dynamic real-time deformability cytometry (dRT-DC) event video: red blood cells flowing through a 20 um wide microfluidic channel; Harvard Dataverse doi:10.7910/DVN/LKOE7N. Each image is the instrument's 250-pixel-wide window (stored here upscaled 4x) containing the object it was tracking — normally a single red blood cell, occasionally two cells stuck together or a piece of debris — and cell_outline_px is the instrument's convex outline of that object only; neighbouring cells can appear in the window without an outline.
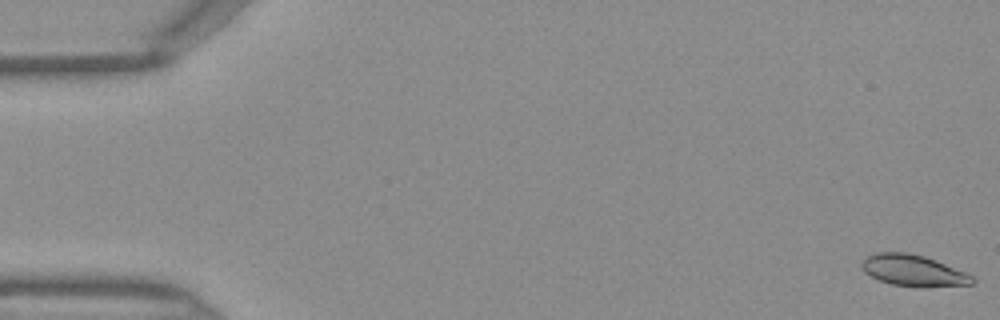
{"species": "Egyptian fruit bat (a non-hibernating species)", "species_latin": "Rousettus aegyptiacus", "temperature_condition": "warm", "stored_images_in_passage": 47, "camera_frame_rate_fps": 3000, "um_per_image_px": 0.085, "frame": {"image": 1, "passage_image": 1, "time_ms": 0.0, "image_size_px": [1000, 320], "cell_outline_px": [[976, 280], [972, 284], [892, 284], [880, 280], [864, 272], [860, 268], [860, 264], [868, 256], [876, 252], [908, 252], [924, 256], [936, 260], [964, 272], [972, 276]], "centroid_in_image_um": [77.54, 22.92], "position_along_channel_um": 7.5, "area_um2": 19.07}}
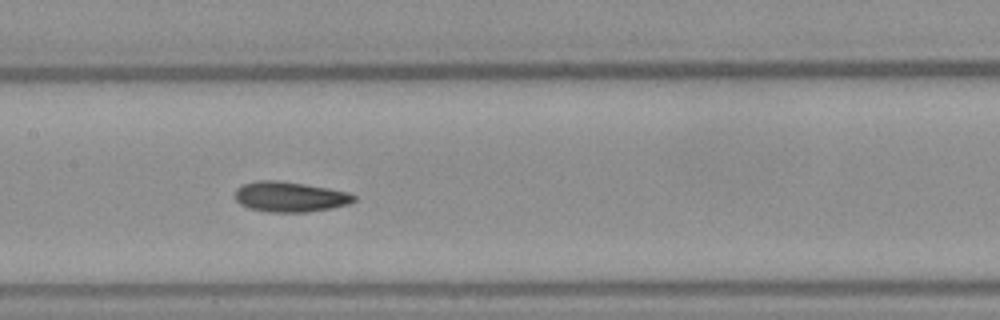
{"frame": {"image": 2, "passage_image": 23, "time_ms": 7.333, "image_size_px": [1000, 320], "cell_outline_px": [[356, 200], [348, 204], [332, 208], [308, 212], [268, 212], [248, 208], [240, 204], [236, 200], [236, 188], [244, 184], [260, 180], [276, 180], [304, 184], [328, 188], [348, 192], [356, 196]], "centroid_in_image_um": [24.65, 16.73], "position_along_channel_um": 182.7, "area_um2": 20.92}}
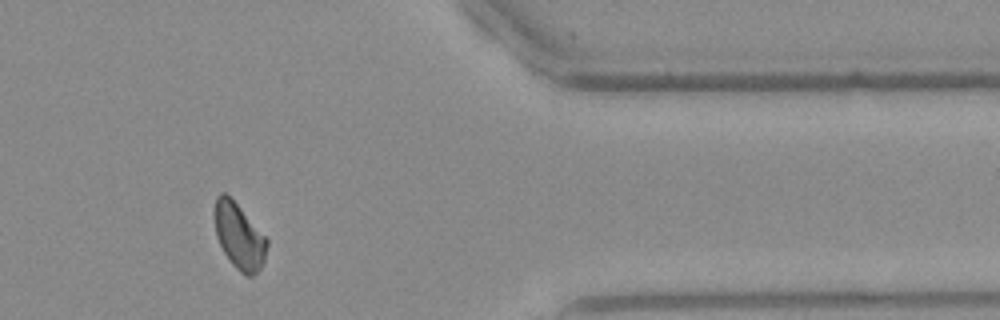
{"frame": {"image": 3, "passage_image": 39, "time_ms": 12.667, "image_size_px": [1000, 320], "cell_outline_px": [[268, 244], [264, 260], [260, 268], [252, 276], [248, 276], [240, 272], [232, 264], [224, 252], [216, 236], [216, 196], [220, 192], [224, 192], [240, 208], [268, 240]], "centroid_in_image_um": [20.34, 20.11], "position_along_channel_um": 391.1, "area_um2": 19.36}}